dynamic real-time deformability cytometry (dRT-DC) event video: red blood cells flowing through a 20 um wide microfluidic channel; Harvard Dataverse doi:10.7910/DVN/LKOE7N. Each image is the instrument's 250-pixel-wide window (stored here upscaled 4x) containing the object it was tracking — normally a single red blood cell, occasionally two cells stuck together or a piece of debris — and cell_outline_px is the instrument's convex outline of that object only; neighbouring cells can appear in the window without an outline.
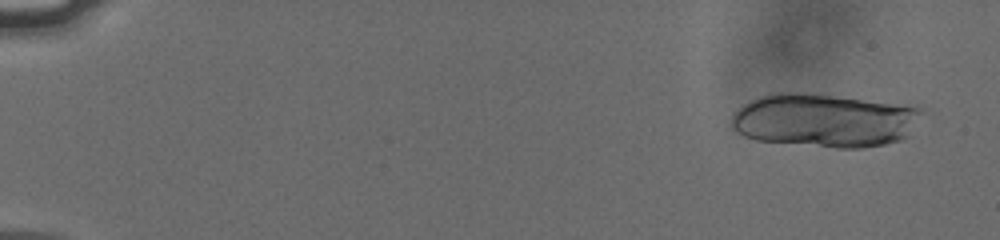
{"species": "human", "species_latin": "Homo sapiens", "temperature_condition": "cold", "stored_images_in_passage": 20, "camera_frame_rate_fps": 3000, "um_per_image_px": 0.085, "donor": {"sex": "male"}, "frame": {"image": 1, "passage_image": 3, "time_ms": 0.667, "image_size_px": [1000, 240], "cell_outline_px": [[924, 112], [908, 136], [900, 140], [884, 144], [864, 148], [836, 148], [756, 140], [744, 136], [736, 132], [728, 124], [732, 116], [744, 104], [760, 96], [780, 92], [804, 92], [920, 108]], "centroid_in_image_um": [70.02, 10.25], "position_along_channel_um": 15.0, "area_um2": 59.01}}
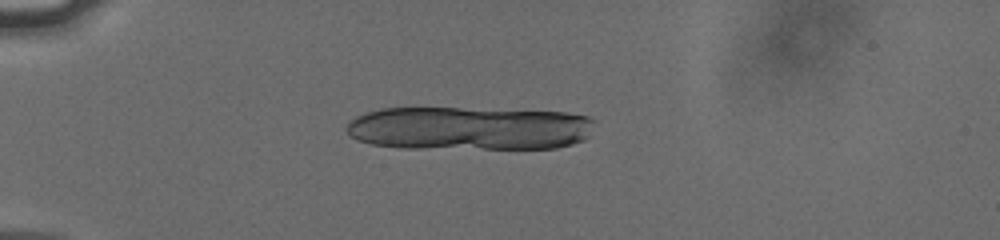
{"frame": {"image": 2, "passage_image": 15, "time_ms": 4.667, "image_size_px": [1000, 240], "cell_outline_px": [[596, 120], [588, 136], [584, 140], [572, 144], [556, 148], [400, 148], [372, 144], [356, 140], [348, 136], [344, 128], [348, 120], [356, 116], [380, 108], [460, 108], [564, 112], [588, 116]], "centroid_in_image_um": [39.83, 10.9], "position_along_channel_um": 45.2, "area_um2": 63.64}}